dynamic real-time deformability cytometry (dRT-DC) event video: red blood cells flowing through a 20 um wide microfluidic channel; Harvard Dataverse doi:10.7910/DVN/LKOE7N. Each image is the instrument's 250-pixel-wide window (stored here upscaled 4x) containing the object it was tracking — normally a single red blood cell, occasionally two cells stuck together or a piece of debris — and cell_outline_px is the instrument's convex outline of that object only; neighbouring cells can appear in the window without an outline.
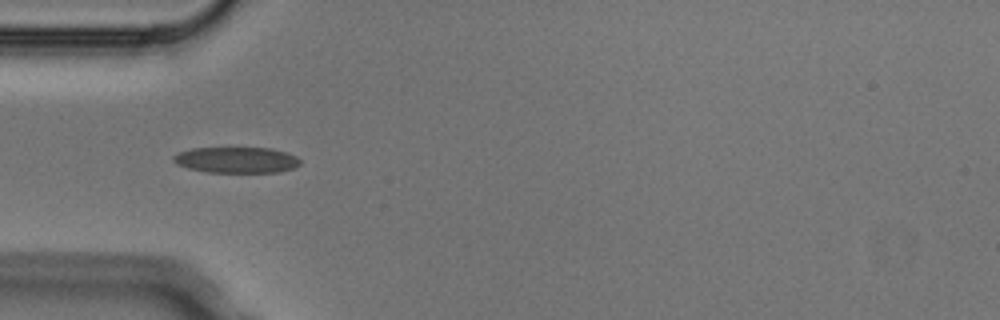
{"species": "Egyptian fruit bat (a non-hibernating species)", "species_latin": "Rousettus aegyptiacus", "temperature_condition": "cold", "stored_images_in_passage": 6, "camera_frame_rate_fps": 3000, "um_per_image_px": 0.085, "animal": {"sex": "male"}, "frame": {"image": 1, "passage_image": 5, "time_ms": 1.333, "image_size_px": [1000, 320], "cell_outline_px": [[300, 164], [292, 168], [280, 172], [208, 172], [188, 168], [176, 164], [172, 160], [172, 156], [176, 152], [192, 148], [272, 148], [288, 152], [296, 156], [300, 160]], "centroid_in_image_um": [20.08, 13.59], "position_along_channel_um": 64.9, "area_um2": 19.31}}
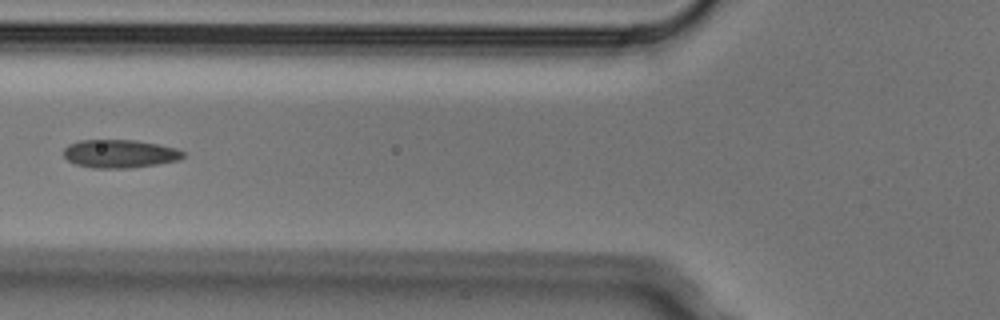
{"frame": {"image": 2, "passage_image": 6, "time_ms": 1.667, "image_size_px": [1000, 320], "cell_outline_px": [[184, 156], [180, 160], [156, 164], [128, 168], [92, 168], [76, 164], [68, 160], [64, 156], [64, 148], [68, 144], [80, 140], [136, 140], [160, 144], [176, 148], [184, 152]], "centroid_in_image_um": [10.18, 13.06], "position_along_channel_um": 115.6, "area_um2": 19.71}}